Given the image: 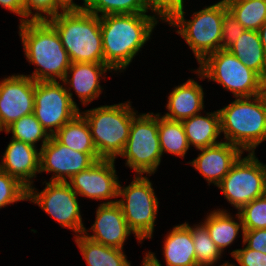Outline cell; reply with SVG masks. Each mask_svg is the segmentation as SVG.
Returning a JSON list of instances; mask_svg holds the SVG:
<instances>
[{"instance_id":"cell-1","label":"cell","mask_w":266,"mask_h":266,"mask_svg":"<svg viewBox=\"0 0 266 266\" xmlns=\"http://www.w3.org/2000/svg\"><path fill=\"white\" fill-rule=\"evenodd\" d=\"M156 17L146 13L100 16L104 64L123 71L150 39Z\"/></svg>"},{"instance_id":"cell-2","label":"cell","mask_w":266,"mask_h":266,"mask_svg":"<svg viewBox=\"0 0 266 266\" xmlns=\"http://www.w3.org/2000/svg\"><path fill=\"white\" fill-rule=\"evenodd\" d=\"M19 35L28 62L39 67L27 76L36 82L62 81L71 62L55 28L47 20H29L20 23Z\"/></svg>"},{"instance_id":"cell-3","label":"cell","mask_w":266,"mask_h":266,"mask_svg":"<svg viewBox=\"0 0 266 266\" xmlns=\"http://www.w3.org/2000/svg\"><path fill=\"white\" fill-rule=\"evenodd\" d=\"M218 112L224 139L243 152L255 153V148L266 140V99L263 94L236 98Z\"/></svg>"},{"instance_id":"cell-4","label":"cell","mask_w":266,"mask_h":266,"mask_svg":"<svg viewBox=\"0 0 266 266\" xmlns=\"http://www.w3.org/2000/svg\"><path fill=\"white\" fill-rule=\"evenodd\" d=\"M47 21L57 31L71 63H104L99 15L86 10L62 11Z\"/></svg>"},{"instance_id":"cell-5","label":"cell","mask_w":266,"mask_h":266,"mask_svg":"<svg viewBox=\"0 0 266 266\" xmlns=\"http://www.w3.org/2000/svg\"><path fill=\"white\" fill-rule=\"evenodd\" d=\"M130 101L80 112L89 124L92 140L102 159L120 156L127 143L133 118Z\"/></svg>"},{"instance_id":"cell-6","label":"cell","mask_w":266,"mask_h":266,"mask_svg":"<svg viewBox=\"0 0 266 266\" xmlns=\"http://www.w3.org/2000/svg\"><path fill=\"white\" fill-rule=\"evenodd\" d=\"M183 9L176 11L166 22L177 28L176 32L184 38L200 63L207 55L221 49L222 19L228 8L225 2L219 1L195 12L188 21Z\"/></svg>"},{"instance_id":"cell-7","label":"cell","mask_w":266,"mask_h":266,"mask_svg":"<svg viewBox=\"0 0 266 266\" xmlns=\"http://www.w3.org/2000/svg\"><path fill=\"white\" fill-rule=\"evenodd\" d=\"M199 65L194 72L200 79L208 78L219 83L236 98L262 94L264 80L229 50L219 49L207 55Z\"/></svg>"},{"instance_id":"cell-8","label":"cell","mask_w":266,"mask_h":266,"mask_svg":"<svg viewBox=\"0 0 266 266\" xmlns=\"http://www.w3.org/2000/svg\"><path fill=\"white\" fill-rule=\"evenodd\" d=\"M120 196L122 198L117 200V203L138 242H142L145 238L151 239L159 202L148 177L135 175L133 181L126 187L121 186L119 182L118 197Z\"/></svg>"},{"instance_id":"cell-9","label":"cell","mask_w":266,"mask_h":266,"mask_svg":"<svg viewBox=\"0 0 266 266\" xmlns=\"http://www.w3.org/2000/svg\"><path fill=\"white\" fill-rule=\"evenodd\" d=\"M162 151L158 135V113L136 115L123 152L126 165L136 175L154 174L161 162Z\"/></svg>"},{"instance_id":"cell-10","label":"cell","mask_w":266,"mask_h":266,"mask_svg":"<svg viewBox=\"0 0 266 266\" xmlns=\"http://www.w3.org/2000/svg\"><path fill=\"white\" fill-rule=\"evenodd\" d=\"M238 211L254 199L266 194V165L255 153L241 156L217 186Z\"/></svg>"},{"instance_id":"cell-11","label":"cell","mask_w":266,"mask_h":266,"mask_svg":"<svg viewBox=\"0 0 266 266\" xmlns=\"http://www.w3.org/2000/svg\"><path fill=\"white\" fill-rule=\"evenodd\" d=\"M59 82L35 81L33 114L51 136L80 112L71 88Z\"/></svg>"},{"instance_id":"cell-12","label":"cell","mask_w":266,"mask_h":266,"mask_svg":"<svg viewBox=\"0 0 266 266\" xmlns=\"http://www.w3.org/2000/svg\"><path fill=\"white\" fill-rule=\"evenodd\" d=\"M43 183H46V186L41 192L32 186L27 189V201L37 204L62 227L72 229L76 233L75 236L83 234L86 228L82 223L75 191L67 182Z\"/></svg>"},{"instance_id":"cell-13","label":"cell","mask_w":266,"mask_h":266,"mask_svg":"<svg viewBox=\"0 0 266 266\" xmlns=\"http://www.w3.org/2000/svg\"><path fill=\"white\" fill-rule=\"evenodd\" d=\"M39 151V172H53L51 182H67L73 175L102 159L98 153H82L64 146L53 136Z\"/></svg>"},{"instance_id":"cell-14","label":"cell","mask_w":266,"mask_h":266,"mask_svg":"<svg viewBox=\"0 0 266 266\" xmlns=\"http://www.w3.org/2000/svg\"><path fill=\"white\" fill-rule=\"evenodd\" d=\"M35 81L27 75H12L0 81V121L6 130L34 111Z\"/></svg>"},{"instance_id":"cell-15","label":"cell","mask_w":266,"mask_h":266,"mask_svg":"<svg viewBox=\"0 0 266 266\" xmlns=\"http://www.w3.org/2000/svg\"><path fill=\"white\" fill-rule=\"evenodd\" d=\"M114 159H100L73 175L67 183L75 193L87 198L106 200L118 197L119 180Z\"/></svg>"},{"instance_id":"cell-16","label":"cell","mask_w":266,"mask_h":266,"mask_svg":"<svg viewBox=\"0 0 266 266\" xmlns=\"http://www.w3.org/2000/svg\"><path fill=\"white\" fill-rule=\"evenodd\" d=\"M92 227L93 235L85 229L83 234L90 240L111 247L123 249L127 237L133 233L124 218L117 200L100 204L96 210V218Z\"/></svg>"},{"instance_id":"cell-17","label":"cell","mask_w":266,"mask_h":266,"mask_svg":"<svg viewBox=\"0 0 266 266\" xmlns=\"http://www.w3.org/2000/svg\"><path fill=\"white\" fill-rule=\"evenodd\" d=\"M199 156L189 162L206 179L208 185L218 186L231 169L232 165L242 156L243 151L229 142L198 149Z\"/></svg>"},{"instance_id":"cell-18","label":"cell","mask_w":266,"mask_h":266,"mask_svg":"<svg viewBox=\"0 0 266 266\" xmlns=\"http://www.w3.org/2000/svg\"><path fill=\"white\" fill-rule=\"evenodd\" d=\"M36 146L11 139L0 164V168L16 178L27 189L33 185V177L39 172L40 151Z\"/></svg>"},{"instance_id":"cell-19","label":"cell","mask_w":266,"mask_h":266,"mask_svg":"<svg viewBox=\"0 0 266 266\" xmlns=\"http://www.w3.org/2000/svg\"><path fill=\"white\" fill-rule=\"evenodd\" d=\"M107 70H112L104 63H71L62 82L72 86L81 104L87 105L102 93L100 80ZM71 73V75H69ZM71 76L70 79H68Z\"/></svg>"},{"instance_id":"cell-20","label":"cell","mask_w":266,"mask_h":266,"mask_svg":"<svg viewBox=\"0 0 266 266\" xmlns=\"http://www.w3.org/2000/svg\"><path fill=\"white\" fill-rule=\"evenodd\" d=\"M204 92L201 85L193 79L176 86L168 96L167 112L163 117L182 121L201 113L204 108Z\"/></svg>"},{"instance_id":"cell-21","label":"cell","mask_w":266,"mask_h":266,"mask_svg":"<svg viewBox=\"0 0 266 266\" xmlns=\"http://www.w3.org/2000/svg\"><path fill=\"white\" fill-rule=\"evenodd\" d=\"M167 266H197L191 226L177 225L168 233L163 245Z\"/></svg>"},{"instance_id":"cell-22","label":"cell","mask_w":266,"mask_h":266,"mask_svg":"<svg viewBox=\"0 0 266 266\" xmlns=\"http://www.w3.org/2000/svg\"><path fill=\"white\" fill-rule=\"evenodd\" d=\"M206 115L196 114L181 121L189 146L193 145V147L201 149L221 143L217 140L221 134L218 110L213 113L209 112Z\"/></svg>"},{"instance_id":"cell-23","label":"cell","mask_w":266,"mask_h":266,"mask_svg":"<svg viewBox=\"0 0 266 266\" xmlns=\"http://www.w3.org/2000/svg\"><path fill=\"white\" fill-rule=\"evenodd\" d=\"M228 50L265 80L266 55L258 31L245 30Z\"/></svg>"},{"instance_id":"cell-24","label":"cell","mask_w":266,"mask_h":266,"mask_svg":"<svg viewBox=\"0 0 266 266\" xmlns=\"http://www.w3.org/2000/svg\"><path fill=\"white\" fill-rule=\"evenodd\" d=\"M75 242L88 266H131L123 249L94 242L80 234Z\"/></svg>"},{"instance_id":"cell-25","label":"cell","mask_w":266,"mask_h":266,"mask_svg":"<svg viewBox=\"0 0 266 266\" xmlns=\"http://www.w3.org/2000/svg\"><path fill=\"white\" fill-rule=\"evenodd\" d=\"M53 137L62 145L75 151L97 153L89 124L80 112L64 124Z\"/></svg>"},{"instance_id":"cell-26","label":"cell","mask_w":266,"mask_h":266,"mask_svg":"<svg viewBox=\"0 0 266 266\" xmlns=\"http://www.w3.org/2000/svg\"><path fill=\"white\" fill-rule=\"evenodd\" d=\"M239 223L233 220V217L226 210H214L209 213L206 220L202 224L207 228L210 238L217 245L221 252L231 245L236 239L239 230L244 234V227L240 215H236Z\"/></svg>"},{"instance_id":"cell-27","label":"cell","mask_w":266,"mask_h":266,"mask_svg":"<svg viewBox=\"0 0 266 266\" xmlns=\"http://www.w3.org/2000/svg\"><path fill=\"white\" fill-rule=\"evenodd\" d=\"M158 135L162 154L185 157L190 146L181 121L167 119L158 113Z\"/></svg>"},{"instance_id":"cell-28","label":"cell","mask_w":266,"mask_h":266,"mask_svg":"<svg viewBox=\"0 0 266 266\" xmlns=\"http://www.w3.org/2000/svg\"><path fill=\"white\" fill-rule=\"evenodd\" d=\"M226 5L246 30L258 31L266 20V0H234Z\"/></svg>"},{"instance_id":"cell-29","label":"cell","mask_w":266,"mask_h":266,"mask_svg":"<svg viewBox=\"0 0 266 266\" xmlns=\"http://www.w3.org/2000/svg\"><path fill=\"white\" fill-rule=\"evenodd\" d=\"M5 132L8 134L11 132L13 134L12 139L31 144L33 146H36L35 144L42 139L41 147H43L44 144L51 138V135L41 125L33 113L21 117L19 120L10 125Z\"/></svg>"},{"instance_id":"cell-30","label":"cell","mask_w":266,"mask_h":266,"mask_svg":"<svg viewBox=\"0 0 266 266\" xmlns=\"http://www.w3.org/2000/svg\"><path fill=\"white\" fill-rule=\"evenodd\" d=\"M85 10L94 15L147 13L146 0H87Z\"/></svg>"},{"instance_id":"cell-31","label":"cell","mask_w":266,"mask_h":266,"mask_svg":"<svg viewBox=\"0 0 266 266\" xmlns=\"http://www.w3.org/2000/svg\"><path fill=\"white\" fill-rule=\"evenodd\" d=\"M195 227L191 226L194 242L197 266H212L216 264L222 252L210 238L207 228L201 223Z\"/></svg>"},{"instance_id":"cell-32","label":"cell","mask_w":266,"mask_h":266,"mask_svg":"<svg viewBox=\"0 0 266 266\" xmlns=\"http://www.w3.org/2000/svg\"><path fill=\"white\" fill-rule=\"evenodd\" d=\"M238 214L244 230L266 229V194L243 206Z\"/></svg>"},{"instance_id":"cell-33","label":"cell","mask_w":266,"mask_h":266,"mask_svg":"<svg viewBox=\"0 0 266 266\" xmlns=\"http://www.w3.org/2000/svg\"><path fill=\"white\" fill-rule=\"evenodd\" d=\"M27 200V188L0 168V208Z\"/></svg>"},{"instance_id":"cell-34","label":"cell","mask_w":266,"mask_h":266,"mask_svg":"<svg viewBox=\"0 0 266 266\" xmlns=\"http://www.w3.org/2000/svg\"><path fill=\"white\" fill-rule=\"evenodd\" d=\"M25 8V22L29 20H48L57 16L60 12L63 11L56 3V0H23ZM32 9L34 14H32ZM42 13H45L44 15ZM32 16V18H30ZM30 18V19H29Z\"/></svg>"},{"instance_id":"cell-35","label":"cell","mask_w":266,"mask_h":266,"mask_svg":"<svg viewBox=\"0 0 266 266\" xmlns=\"http://www.w3.org/2000/svg\"><path fill=\"white\" fill-rule=\"evenodd\" d=\"M245 30V27L227 10L222 19L221 49L228 50Z\"/></svg>"},{"instance_id":"cell-36","label":"cell","mask_w":266,"mask_h":266,"mask_svg":"<svg viewBox=\"0 0 266 266\" xmlns=\"http://www.w3.org/2000/svg\"><path fill=\"white\" fill-rule=\"evenodd\" d=\"M231 256L237 261L239 266H266V254L261 251L251 250L246 246L243 249H236L231 252ZM235 266V264H229Z\"/></svg>"},{"instance_id":"cell-37","label":"cell","mask_w":266,"mask_h":266,"mask_svg":"<svg viewBox=\"0 0 266 266\" xmlns=\"http://www.w3.org/2000/svg\"><path fill=\"white\" fill-rule=\"evenodd\" d=\"M150 10L158 15L159 19L167 21L176 11L184 8V0H146Z\"/></svg>"},{"instance_id":"cell-38","label":"cell","mask_w":266,"mask_h":266,"mask_svg":"<svg viewBox=\"0 0 266 266\" xmlns=\"http://www.w3.org/2000/svg\"><path fill=\"white\" fill-rule=\"evenodd\" d=\"M243 245L266 254V229L244 230Z\"/></svg>"},{"instance_id":"cell-39","label":"cell","mask_w":266,"mask_h":266,"mask_svg":"<svg viewBox=\"0 0 266 266\" xmlns=\"http://www.w3.org/2000/svg\"><path fill=\"white\" fill-rule=\"evenodd\" d=\"M0 5L14 14L21 16V23L25 22V8L23 0H0Z\"/></svg>"},{"instance_id":"cell-40","label":"cell","mask_w":266,"mask_h":266,"mask_svg":"<svg viewBox=\"0 0 266 266\" xmlns=\"http://www.w3.org/2000/svg\"><path fill=\"white\" fill-rule=\"evenodd\" d=\"M83 5H78L73 2V0H56L57 5L63 10V11H80L85 10L87 0H83Z\"/></svg>"},{"instance_id":"cell-41","label":"cell","mask_w":266,"mask_h":266,"mask_svg":"<svg viewBox=\"0 0 266 266\" xmlns=\"http://www.w3.org/2000/svg\"><path fill=\"white\" fill-rule=\"evenodd\" d=\"M142 266H161V264L154 253L147 252L143 259Z\"/></svg>"},{"instance_id":"cell-42","label":"cell","mask_w":266,"mask_h":266,"mask_svg":"<svg viewBox=\"0 0 266 266\" xmlns=\"http://www.w3.org/2000/svg\"><path fill=\"white\" fill-rule=\"evenodd\" d=\"M260 41L262 44V47L264 49L265 55H266V20L261 25L260 29L258 30Z\"/></svg>"},{"instance_id":"cell-43","label":"cell","mask_w":266,"mask_h":266,"mask_svg":"<svg viewBox=\"0 0 266 266\" xmlns=\"http://www.w3.org/2000/svg\"><path fill=\"white\" fill-rule=\"evenodd\" d=\"M262 94L264 95V97H265V99H266V81H263Z\"/></svg>"},{"instance_id":"cell-44","label":"cell","mask_w":266,"mask_h":266,"mask_svg":"<svg viewBox=\"0 0 266 266\" xmlns=\"http://www.w3.org/2000/svg\"><path fill=\"white\" fill-rule=\"evenodd\" d=\"M3 130L6 131V130L2 127V124H1V121H0V132L3 131Z\"/></svg>"},{"instance_id":"cell-45","label":"cell","mask_w":266,"mask_h":266,"mask_svg":"<svg viewBox=\"0 0 266 266\" xmlns=\"http://www.w3.org/2000/svg\"><path fill=\"white\" fill-rule=\"evenodd\" d=\"M221 1H223L225 3H229V2L234 1V0H221Z\"/></svg>"},{"instance_id":"cell-46","label":"cell","mask_w":266,"mask_h":266,"mask_svg":"<svg viewBox=\"0 0 266 266\" xmlns=\"http://www.w3.org/2000/svg\"><path fill=\"white\" fill-rule=\"evenodd\" d=\"M220 266H229V263L228 262H225L224 264H222Z\"/></svg>"}]
</instances>
